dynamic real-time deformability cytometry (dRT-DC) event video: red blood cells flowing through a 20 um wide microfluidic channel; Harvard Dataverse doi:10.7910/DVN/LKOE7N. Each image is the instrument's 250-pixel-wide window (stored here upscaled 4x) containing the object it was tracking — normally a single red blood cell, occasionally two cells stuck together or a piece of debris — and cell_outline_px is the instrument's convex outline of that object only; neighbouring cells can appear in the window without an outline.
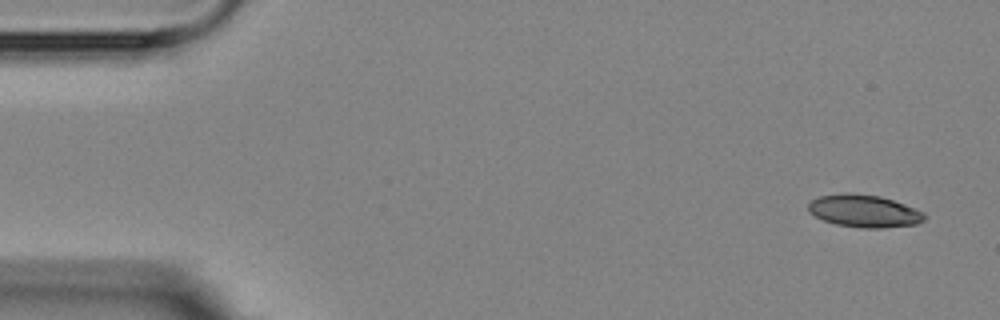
{"species": "Egyptian fruit bat (a non-hibernating species)", "species_latin": "Rousettus aegyptiacus", "temperature_condition": "room temperature", "stored_images_in_passage": 6, "camera_frame_rate_fps": 3000, "um_per_image_px": 0.085, "animal": {"sex": "female"}, "frame": {"image": 1, "passage_image": 1, "time_ms": 0.0, "image_size_px": [1000, 320], "cell_outline_px": [[924, 220], [916, 224], [884, 228], [860, 228], [836, 224], [824, 220], [808, 212], [808, 204], [812, 200], [820, 196], [844, 192], [848, 192], [880, 196], [904, 204], [924, 212]], "centroid_in_image_um": [73.43, 17.93], "position_along_channel_um": 11.6, "area_um2": 21.96}}
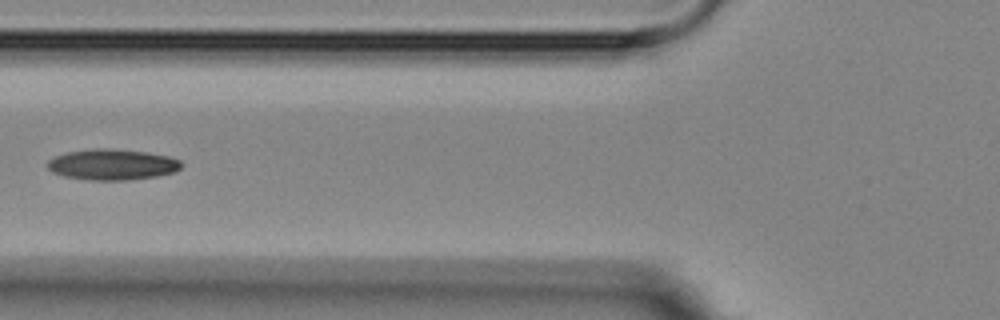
{"frame": {"image": 2, "passage_image": 6, "time_ms": 6.0, "image_size_px": [1000, 320], "cell_outline_px": [[180, 168], [172, 172], [156, 176], [128, 180], [92, 180], [64, 176], [52, 172], [44, 164], [52, 156], [68, 152], [92, 148], [112, 148], [144, 152], [168, 156], [180, 160]], "centroid_in_image_um": [9.46, 13.97], "position_along_channel_um": 116.3, "area_um2": 24.04}}